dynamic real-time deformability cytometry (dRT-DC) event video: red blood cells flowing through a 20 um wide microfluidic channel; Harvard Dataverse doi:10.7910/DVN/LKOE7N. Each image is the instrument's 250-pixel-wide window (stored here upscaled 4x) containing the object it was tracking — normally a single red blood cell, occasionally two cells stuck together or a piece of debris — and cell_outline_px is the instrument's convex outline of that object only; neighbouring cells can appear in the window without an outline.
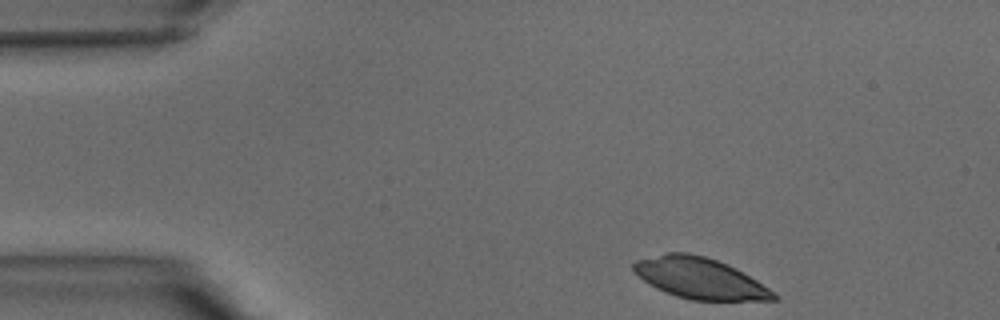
{"species": "common noctule bat (a hibernating species)", "species_latin": "Nyctalus noctula", "temperature_condition": "warm", "stored_images_in_passage": 30, "camera_frame_rate_fps": 3000, "um_per_image_px": 0.085, "animal": {"sex": "male", "body_mass_g": 15.6}, "frame": {"image": 1, "passage_image": 1, "time_ms": 0.0, "image_size_px": [1000, 320], "cell_outline_px": [[780, 300], [688, 300], [664, 292], [656, 288], [644, 280], [632, 268], [632, 264], [636, 260], [668, 252], [688, 252], [704, 256], [728, 264], [756, 280], [780, 296]], "centroid_in_image_um": [59.49, 23.65], "position_along_channel_um": 25.5, "area_um2": 33.29}}